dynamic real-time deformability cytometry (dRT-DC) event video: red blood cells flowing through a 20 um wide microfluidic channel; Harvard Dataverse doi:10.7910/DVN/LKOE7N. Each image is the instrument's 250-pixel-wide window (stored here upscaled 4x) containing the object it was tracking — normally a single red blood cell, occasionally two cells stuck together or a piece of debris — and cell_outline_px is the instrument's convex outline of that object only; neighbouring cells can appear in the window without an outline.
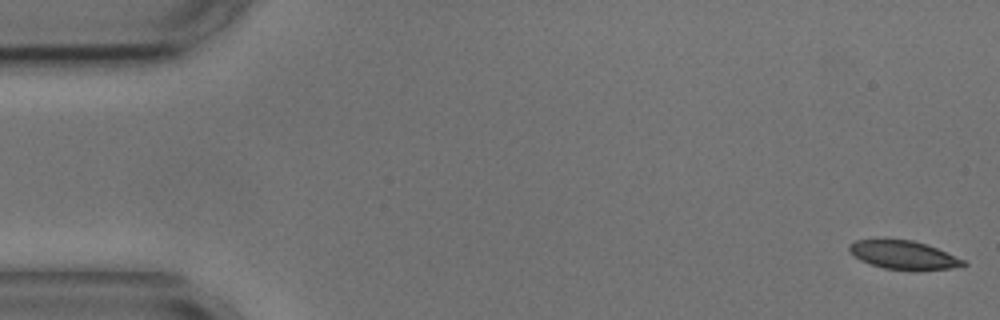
{"species": "common noctule bat (a hibernating species)", "species_latin": "Nyctalus noctula", "temperature_condition": "cold", "stored_images_in_passage": 56, "segment_of_instrument_passage": [1, 2], "camera_frame_rate_fps": 3000, "um_per_image_px": 0.085, "animal": {"sex": "male", "body_mass_g": 17.9, "forearm_length_mm": 54.2}, "frame": {"image": 1, "passage_image": 1, "time_ms": 0.0, "image_size_px": [1000, 320], "cell_outline_px": [[968, 264], [952, 268], [884, 268], [860, 260], [848, 248], [848, 244], [856, 240], [912, 240], [936, 248], [964, 260]], "centroid_in_image_um": [76.77, 21.64], "position_along_channel_um": 8.2, "area_um2": 17.86}}
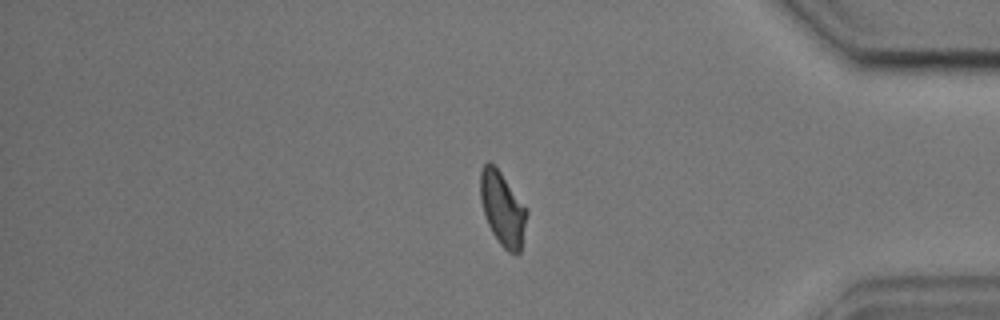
{"frame": {"image": 2, "passage_image": 46, "time_ms": 15.0, "image_size_px": [1000, 320], "cell_outline_px": [[528, 212], [520, 252], [516, 256], [508, 252], [500, 244], [492, 232], [488, 224], [480, 200], [480, 172], [484, 164], [488, 160], [500, 172], [528, 208]], "centroid_in_image_um": [42.73, 17.76], "position_along_channel_um": 392.5, "area_um2": 20.0}}